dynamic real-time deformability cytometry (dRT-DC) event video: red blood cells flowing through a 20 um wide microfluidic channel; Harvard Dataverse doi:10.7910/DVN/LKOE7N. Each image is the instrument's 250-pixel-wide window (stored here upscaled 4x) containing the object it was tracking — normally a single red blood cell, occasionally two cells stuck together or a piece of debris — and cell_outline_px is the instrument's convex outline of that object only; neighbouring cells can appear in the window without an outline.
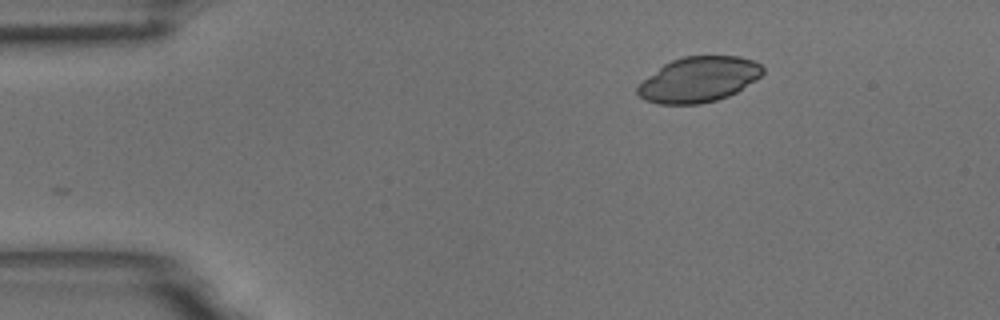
{"species": "common noctule bat (a hibernating species)", "species_latin": "Nyctalus noctula", "temperature_condition": "room temperature", "stored_images_in_passage": 11, "camera_frame_rate_fps": 3000, "um_per_image_px": 0.085, "animal": {"sex": "male", "body_mass_g": 18.8}, "frame": {"image": 1, "passage_image": 1, "time_ms": 0.0, "image_size_px": [1000, 320], "cell_outline_px": [[764, 72], [756, 80], [736, 92], [728, 96], [716, 100], [700, 104], [660, 104], [644, 100], [636, 92], [636, 88], [648, 76], [664, 64], [672, 60], [684, 56], [740, 56], [752, 60], [760, 64], [764, 68]], "centroid_in_image_um": [59.4, 6.76], "position_along_channel_um": 25.6, "area_um2": 32.95}}